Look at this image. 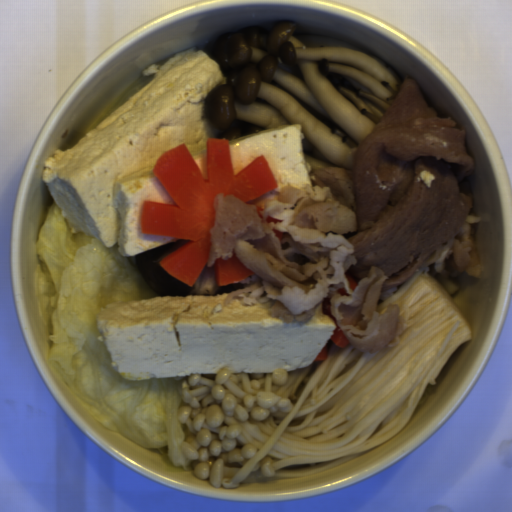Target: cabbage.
Returning a JSON list of instances; mask_svg holds the SVG:
<instances>
[{
    "label": "cabbage",
    "mask_w": 512,
    "mask_h": 512,
    "mask_svg": "<svg viewBox=\"0 0 512 512\" xmlns=\"http://www.w3.org/2000/svg\"><path fill=\"white\" fill-rule=\"evenodd\" d=\"M137 254L122 256L72 232L55 202L36 240V295L48 336V358L85 413L146 450L163 452L173 466L191 467L180 445L178 420L185 375L127 380L111 365L99 339L100 311L108 304L166 297L138 272Z\"/></svg>",
    "instance_id": "1"
}]
</instances>
